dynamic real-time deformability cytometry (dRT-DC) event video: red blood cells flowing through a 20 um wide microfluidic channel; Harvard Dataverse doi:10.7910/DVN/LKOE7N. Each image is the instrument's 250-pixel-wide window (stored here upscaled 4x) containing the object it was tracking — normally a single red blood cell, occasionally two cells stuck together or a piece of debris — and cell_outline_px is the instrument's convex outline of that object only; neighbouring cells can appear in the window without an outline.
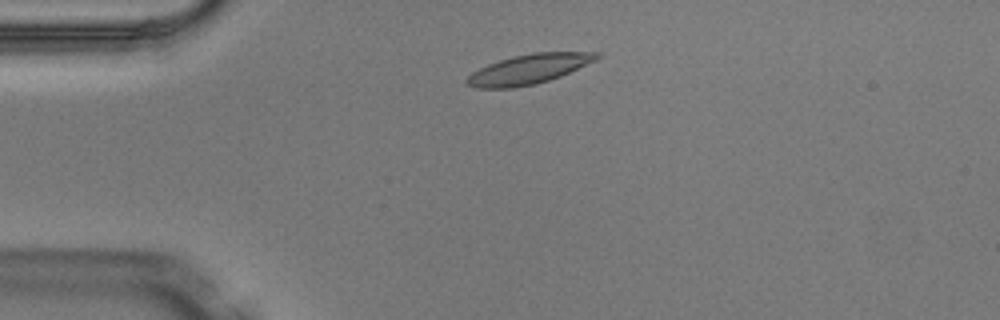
{"species": "Egyptian fruit bat (a non-hibernating species)", "species_latin": "Rousettus aegyptiacus", "temperature_condition": "warm", "stored_images_in_passage": 5, "camera_frame_rate_fps": 3000, "um_per_image_px": 0.085, "animal": {"sex": "male"}, "frame": {"image": 1, "passage_image": 2, "time_ms": 0.333, "image_size_px": [1000, 320], "cell_outline_px": [[604, 56], [596, 60], [560, 76], [536, 84], [512, 88], [476, 88], [464, 84], [464, 80], [472, 72], [488, 64], [512, 56], [532, 52], [600, 52]], "centroid_in_image_um": [44.93, 5.87], "position_along_channel_um": 40.1, "area_um2": 22.6}}
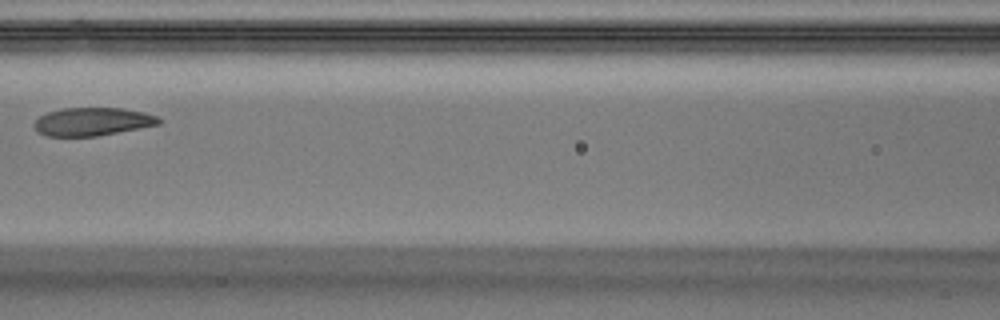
{"frame": {"image": 2, "passage_image": 5, "time_ms": 1.333, "image_size_px": [1000, 320], "cell_outline_px": [[164, 120], [160, 124], [140, 128], [96, 136], [48, 136], [40, 132], [32, 124], [40, 116], [48, 112], [60, 108], [124, 108], [144, 112], [156, 116]], "centroid_in_image_um": [7.89, 10.33], "position_along_channel_um": 158.7, "area_um2": 20.4}}